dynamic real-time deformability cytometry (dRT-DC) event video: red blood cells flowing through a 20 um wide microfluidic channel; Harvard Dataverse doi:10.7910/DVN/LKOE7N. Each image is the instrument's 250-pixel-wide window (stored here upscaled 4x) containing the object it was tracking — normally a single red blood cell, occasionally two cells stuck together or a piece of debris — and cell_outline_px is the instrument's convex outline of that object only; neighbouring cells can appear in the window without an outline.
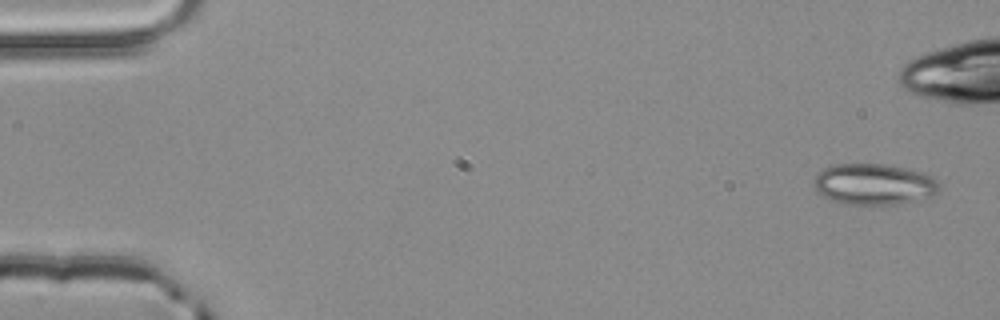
{"species": "common noctule bat (a hibernating species)", "species_latin": "Nyctalus noctula", "temperature_condition": "room temperature", "stored_images_in_passage": 5, "segment_of_instrument_passage": [2, 2], "camera_frame_rate_fps": 3000, "um_per_image_px": 0.085, "animal": {"sex": "male", "body_mass_g": 20.4}, "frame": {"image": 1, "passage_image": 5, "time_ms": 1.333, "image_size_px": [1000, 320], "cell_outline_px": [[940, 188], [932, 196], [896, 204], [848, 204], [832, 200], [816, 192], [812, 184], [812, 180], [824, 168], [836, 164], [884, 164], [904, 168], [920, 172], [936, 180], [940, 184]], "centroid_in_image_um": [74.24, 15.66], "position_along_channel_um": 10.8, "area_um2": 29.71}}